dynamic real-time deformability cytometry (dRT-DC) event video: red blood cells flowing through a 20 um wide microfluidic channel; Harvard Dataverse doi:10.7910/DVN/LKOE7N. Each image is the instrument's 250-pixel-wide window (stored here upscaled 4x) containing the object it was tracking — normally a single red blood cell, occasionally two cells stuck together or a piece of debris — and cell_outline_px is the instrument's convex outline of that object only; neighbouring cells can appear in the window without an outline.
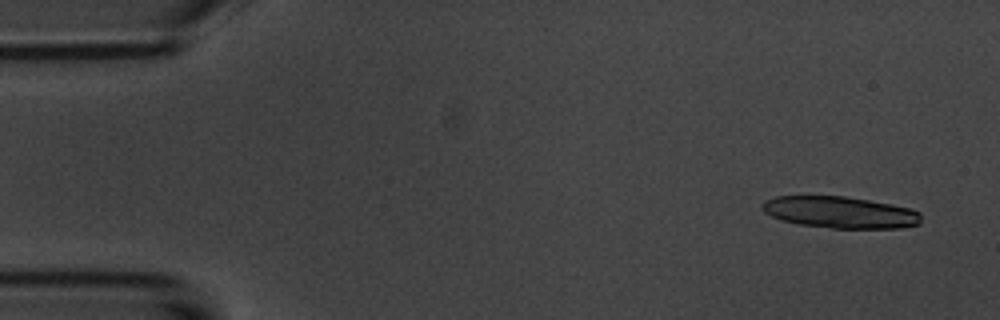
{"species": "common noctule bat (a hibernating species)", "species_latin": "Nyctalus noctula", "temperature_condition": "room temperature", "stored_images_in_passage": 4, "camera_frame_rate_fps": 3000, "um_per_image_px": 0.085, "animal": {"sex": "male", "body_mass_g": 20.1, "forearm_length_mm": 53.5}, "frame": {"image": 1, "passage_image": 1, "time_ms": 0.0, "image_size_px": [1000, 320], "cell_outline_px": [[920, 224], [900, 228], [832, 228], [800, 224], [780, 220], [764, 212], [760, 208], [760, 204], [764, 200], [776, 196], [844, 196], [892, 204], [908, 208], [920, 212]], "centroid_in_image_um": [71.37, 18.04], "position_along_channel_um": 13.6, "area_um2": 29.36}}